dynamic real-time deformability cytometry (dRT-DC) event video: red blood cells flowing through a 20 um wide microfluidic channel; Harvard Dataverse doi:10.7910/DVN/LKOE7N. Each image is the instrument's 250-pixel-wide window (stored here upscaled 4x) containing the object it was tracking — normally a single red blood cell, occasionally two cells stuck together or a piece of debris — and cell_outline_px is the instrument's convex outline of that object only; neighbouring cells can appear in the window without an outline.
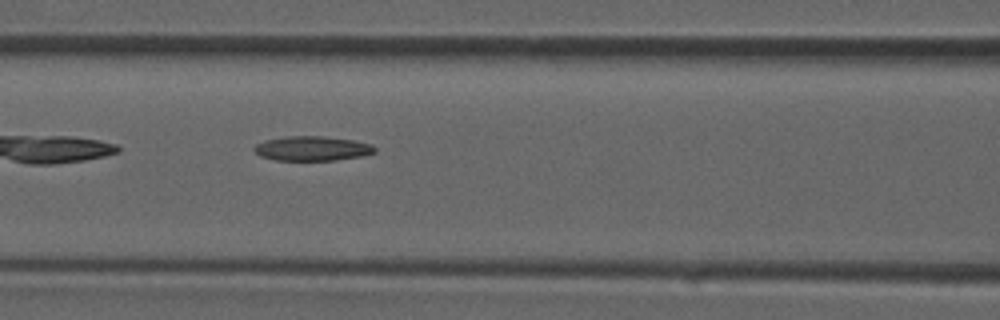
{"species": "common noctule bat (a hibernating species)", "species_latin": "Nyctalus noctula", "temperature_condition": "room temperature", "stored_images_in_passage": 29, "camera_frame_rate_fps": 3000, "um_per_image_px": 0.085, "animal": {"sex": "male", "forearm_length_mm": 52.5}, "frame": {"image": 1, "passage_image": 9, "time_ms": 2.667, "image_size_px": [1000, 320], "cell_outline_px": [[376, 152], [360, 156], [336, 160], [276, 160], [260, 156], [252, 148], [256, 144], [264, 140], [284, 136], [324, 136], [352, 140], [372, 144], [376, 148]], "centroid_in_image_um": [26.51, 12.61], "position_along_channel_um": 140.1, "area_um2": 17.28}}